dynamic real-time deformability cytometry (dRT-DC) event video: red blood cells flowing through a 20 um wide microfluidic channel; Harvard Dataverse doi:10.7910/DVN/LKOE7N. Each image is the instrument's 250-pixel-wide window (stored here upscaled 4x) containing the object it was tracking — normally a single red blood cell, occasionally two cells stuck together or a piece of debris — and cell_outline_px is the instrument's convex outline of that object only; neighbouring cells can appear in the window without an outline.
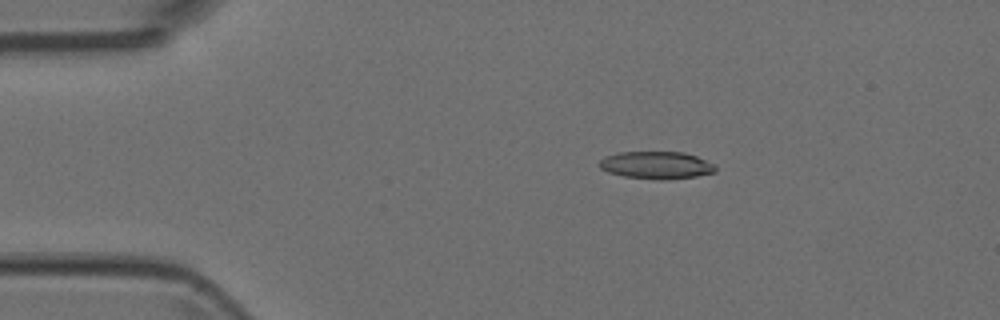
{"species": "Egyptian fruit bat (a non-hibernating species)", "species_latin": "Rousettus aegyptiacus", "temperature_condition": "room temperature", "stored_images_in_passage": 3, "camera_frame_rate_fps": 3000, "um_per_image_px": 0.085, "animal": {"sex": "female"}, "frame": {"image": 1, "passage_image": 2, "time_ms": 0.333, "image_size_px": [1000, 320], "cell_outline_px": [[716, 172], [696, 176], [664, 180], [624, 176], [608, 172], [600, 168], [596, 164], [604, 156], [620, 152], [684, 152], [696, 156], [716, 164]], "centroid_in_image_um": [55.79, 14.03], "position_along_channel_um": 29.2, "area_um2": 18.67}}